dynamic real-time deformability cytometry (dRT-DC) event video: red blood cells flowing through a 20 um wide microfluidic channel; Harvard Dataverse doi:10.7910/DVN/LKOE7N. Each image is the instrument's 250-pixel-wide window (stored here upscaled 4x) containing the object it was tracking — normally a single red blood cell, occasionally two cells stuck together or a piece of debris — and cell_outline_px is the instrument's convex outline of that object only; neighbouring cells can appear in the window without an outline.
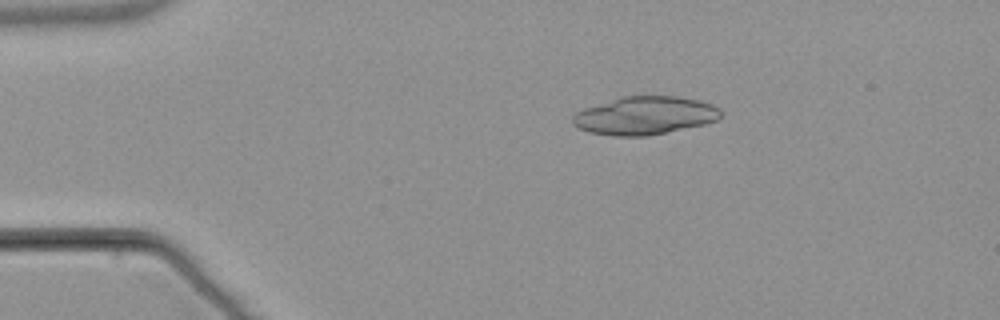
{"species": "common noctule bat (a hibernating species)", "species_latin": "Nyctalus noctula", "temperature_condition": "warm", "stored_images_in_passage": 44, "camera_frame_rate_fps": 3000, "um_per_image_px": 0.085, "animal": {"sex": "male", "body_mass_g": 21.5, "forearm_length_mm": 52.0}, "frame": {"image": 1, "passage_image": 1, "time_ms": 0.0, "image_size_px": [1000, 320], "cell_outline_px": [[720, 116], [716, 120], [704, 124], [644, 136], [612, 136], [588, 132], [572, 124], [572, 116], [576, 112], [584, 108], [620, 96], [680, 96], [700, 100], [712, 104], [720, 108]], "centroid_in_image_um": [54.78, 9.81], "position_along_channel_um": 30.2, "area_um2": 32.89}}